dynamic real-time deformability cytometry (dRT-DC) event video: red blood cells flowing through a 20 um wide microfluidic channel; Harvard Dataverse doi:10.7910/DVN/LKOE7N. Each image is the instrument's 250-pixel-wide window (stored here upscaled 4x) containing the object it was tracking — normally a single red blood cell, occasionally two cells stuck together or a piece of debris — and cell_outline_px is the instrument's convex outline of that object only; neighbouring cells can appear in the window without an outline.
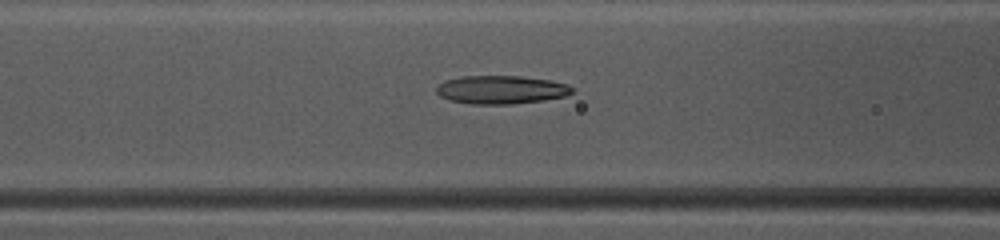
{"species": "common noctule bat (a hibernating species)", "species_latin": "Nyctalus noctula", "temperature_condition": "warm", "stored_images_in_passage": 48, "camera_frame_rate_fps": 3000, "um_per_image_px": 0.085, "animal": {"sex": "female", "body_mass_g": 10.0, "forearm_length_mm": 53.1}, "frame": {"image": 1, "passage_image": 20, "time_ms": 6.333, "image_size_px": [1000, 240], "cell_outline_px": [[576, 92], [564, 96], [544, 100], [512, 104], [472, 104], [448, 100], [440, 96], [436, 92], [436, 88], [444, 80], [460, 76], [520, 76], [548, 80], [568, 84], [576, 88]], "centroid_in_image_um": [42.61, 7.62], "position_along_channel_um": 124.0, "area_um2": 22.6}}
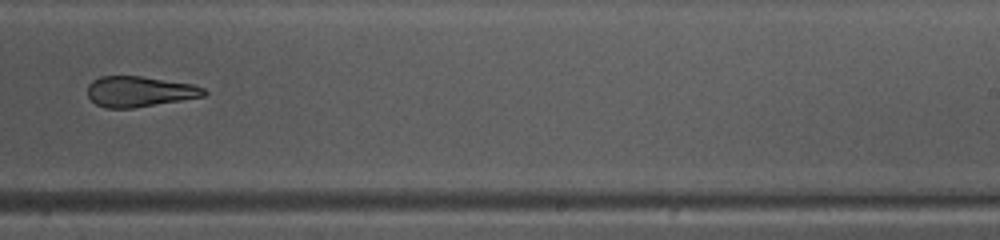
{"frame": {"image": 2, "passage_image": 31, "time_ms": 10.0, "image_size_px": [1000, 240], "cell_outline_px": [[208, 92], [204, 96], [132, 108], [104, 108], [96, 104], [88, 96], [88, 84], [92, 80], [100, 76], [140, 76], [192, 84], [204, 88]], "centroid_in_image_um": [11.83, 7.77], "position_along_channel_um": 277.2, "area_um2": 20.58}}
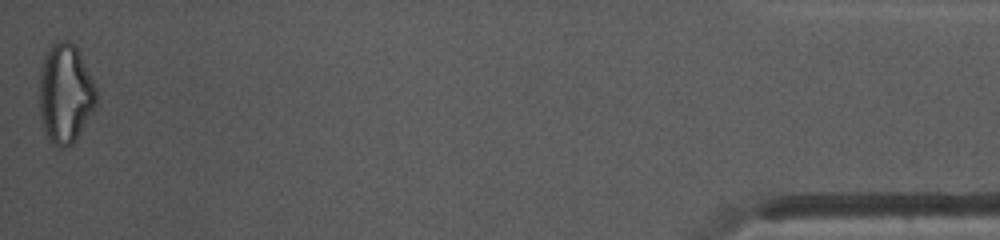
{"frame": {"image": 3, "passage_image": 48, "time_ms": 15.667, "image_size_px": [1000, 240], "cell_outline_px": [[96, 104], [76, 140], [72, 144], [64, 148], [60, 148], [52, 144], [48, 140], [44, 132], [40, 120], [40, 68], [44, 56], [48, 48], [52, 44], [60, 40], [68, 40], [76, 44], [96, 88]], "centroid_in_image_um": [5.53, 7.96], "position_along_channel_um": 429.7, "area_um2": 33.23}, "authors_computed_cell_mechanics": {"area_um2": 23.3223, "velocity_mm_per_s": 4.1745, "shape_relaxation_time_tau1_ms": null, "shape_relaxation_time_tau2_ms": 3.1535, "deformation_change_tau1": null, "deformation_change_tau2": 0.1184}}